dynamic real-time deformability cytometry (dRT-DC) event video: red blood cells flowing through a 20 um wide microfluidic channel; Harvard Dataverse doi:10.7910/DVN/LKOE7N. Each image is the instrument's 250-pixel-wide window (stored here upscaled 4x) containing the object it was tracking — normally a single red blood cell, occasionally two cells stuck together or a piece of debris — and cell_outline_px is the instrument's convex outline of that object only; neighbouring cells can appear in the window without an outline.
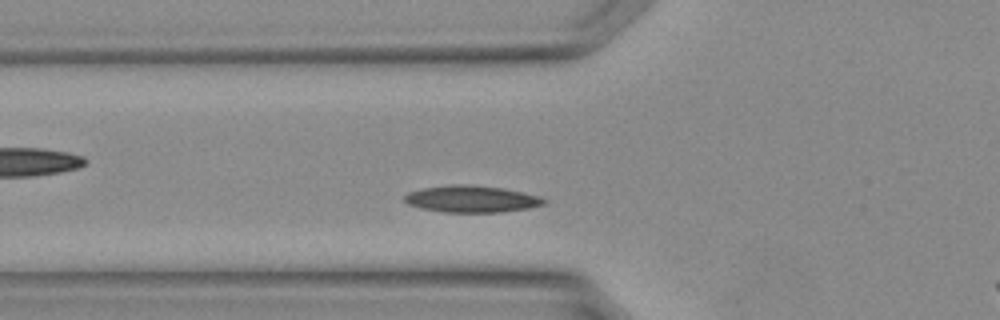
{"species": "Egyptian fruit bat (a non-hibernating species)", "species_latin": "Rousettus aegyptiacus", "temperature_condition": "warm", "stored_images_in_passage": 25, "camera_frame_rate_fps": 3000, "um_per_image_px": 0.085, "animal": {"sex": "female"}, "frame": {"image": 1, "passage_image": 4, "time_ms": 1.0, "image_size_px": [1000, 320], "cell_outline_px": [[548, 204], [528, 208], [500, 212], [444, 212], [420, 208], [408, 204], [404, 200], [404, 196], [408, 192], [424, 188], [452, 184], [464, 184], [504, 188], [540, 196], [548, 200]], "centroid_in_image_um": [40.12, 16.91], "position_along_channel_um": 85.7, "area_um2": 21.85}}